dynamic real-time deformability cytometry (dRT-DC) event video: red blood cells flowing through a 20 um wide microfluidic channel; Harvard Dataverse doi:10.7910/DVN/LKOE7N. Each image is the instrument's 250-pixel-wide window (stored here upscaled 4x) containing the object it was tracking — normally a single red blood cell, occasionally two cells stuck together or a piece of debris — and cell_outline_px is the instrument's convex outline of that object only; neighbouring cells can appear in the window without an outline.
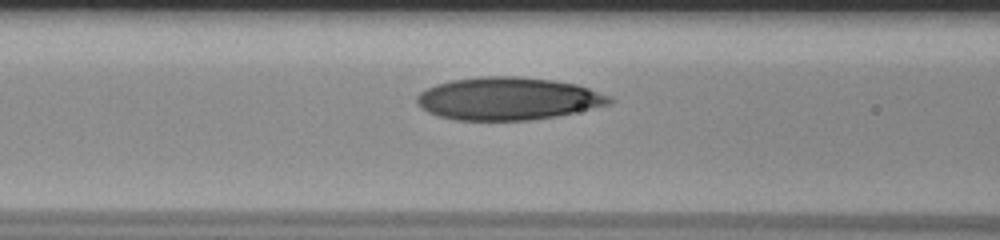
{"species": "human", "species_latin": "Homo sapiens", "temperature_condition": "room temperature", "stored_images_in_passage": 30, "camera_frame_rate_fps": 3000, "um_per_image_px": 0.085, "donor": {"sex": "male"}, "frame": {"image": 1, "passage_image": 6, "time_ms": 1.667, "image_size_px": [1000, 240], "cell_outline_px": [[616, 100], [612, 104], [556, 116], [532, 120], [456, 120], [440, 116], [428, 112], [416, 100], [416, 96], [420, 92], [436, 84], [452, 80], [480, 76], [516, 76], [552, 80], [576, 84], [588, 88], [608, 96]], "centroid_in_image_um": [43.19, 8.38], "position_along_channel_um": 123.4, "area_um2": 47.69}}
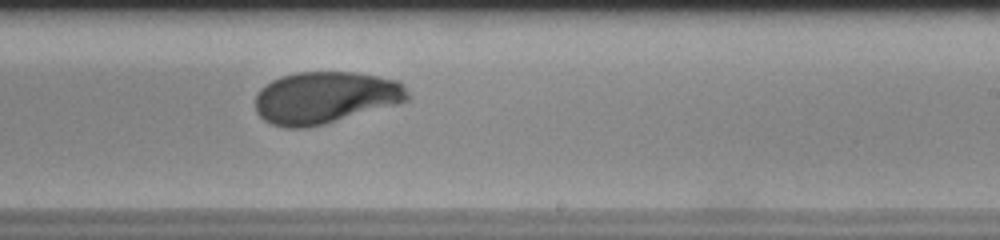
{"frame": {"image": 2, "passage_image": 17, "time_ms": 5.333, "image_size_px": [1000, 240], "cell_outline_px": [[408, 100], [400, 104], [324, 124], [308, 128], [284, 128], [272, 124], [264, 120], [256, 112], [256, 96], [260, 88], [272, 80], [280, 76], [296, 72], [352, 72], [376, 76], [396, 80], [408, 92]], "centroid_in_image_um": [27.62, 8.31], "position_along_channel_um": 261.4, "area_um2": 46.24}}
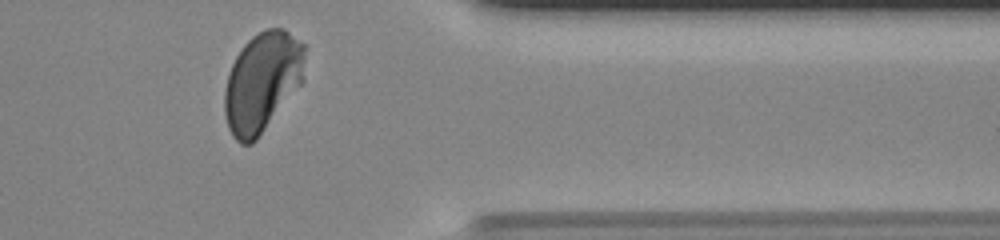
{"frame": {"image": 3, "passage_image": 28, "time_ms": 9.0, "image_size_px": [1000, 240], "cell_outline_px": [[308, 48], [304, 80], [256, 140], [252, 144], [240, 144], [232, 136], [228, 128], [224, 112], [224, 92], [228, 72], [236, 56], [244, 44], [252, 36], [264, 28], [284, 28], [308, 44]], "centroid_in_image_um": [22.33, 6.92], "position_along_channel_um": 389.1, "area_um2": 47.63}, "authors_computed_cell_mechanics": {"area_um2": 46.5579, "velocity_mm_per_s": 3.7735, "shape_relaxation_time_tau1_ms": 3.9243, "shape_relaxation_time_tau2_ms": 0.8942, "deformation_change_tau1": 0.1921, "deformation_change_tau2": 0.0548}}